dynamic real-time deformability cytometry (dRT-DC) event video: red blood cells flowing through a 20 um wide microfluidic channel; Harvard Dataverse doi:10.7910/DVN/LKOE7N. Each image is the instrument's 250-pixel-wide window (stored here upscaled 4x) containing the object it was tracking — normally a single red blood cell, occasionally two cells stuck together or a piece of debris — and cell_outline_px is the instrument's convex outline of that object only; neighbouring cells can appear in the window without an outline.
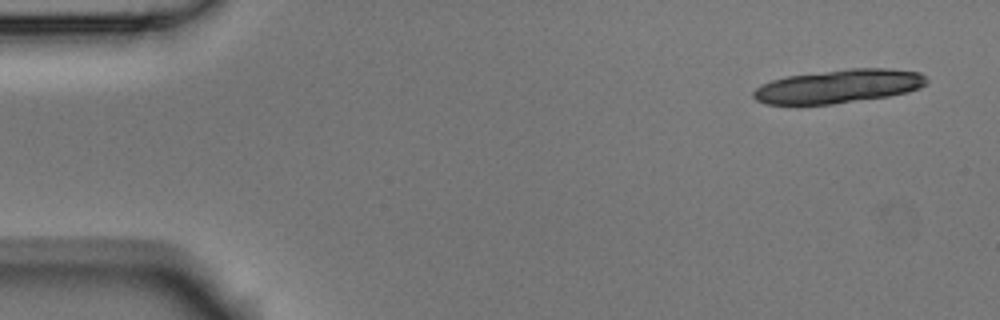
{"species": "Egyptian fruit bat (a non-hibernating species)", "species_latin": "Rousettus aegyptiacus", "temperature_condition": "room temperature", "stored_images_in_passage": 3, "camera_frame_rate_fps": 3000, "um_per_image_px": 0.085, "animal": {"sex": "male"}, "frame": {"image": 1, "passage_image": 3, "time_ms": 0.667, "image_size_px": [1000, 320], "cell_outline_px": [[928, 84], [920, 88], [908, 92], [888, 96], [832, 104], [764, 104], [756, 100], [752, 96], [752, 92], [760, 84], [772, 80], [788, 76], [848, 68], [888, 68], [920, 72], [928, 80]], "centroid_in_image_um": [71.29, 7.33], "position_along_channel_um": 13.7, "area_um2": 33.99}}